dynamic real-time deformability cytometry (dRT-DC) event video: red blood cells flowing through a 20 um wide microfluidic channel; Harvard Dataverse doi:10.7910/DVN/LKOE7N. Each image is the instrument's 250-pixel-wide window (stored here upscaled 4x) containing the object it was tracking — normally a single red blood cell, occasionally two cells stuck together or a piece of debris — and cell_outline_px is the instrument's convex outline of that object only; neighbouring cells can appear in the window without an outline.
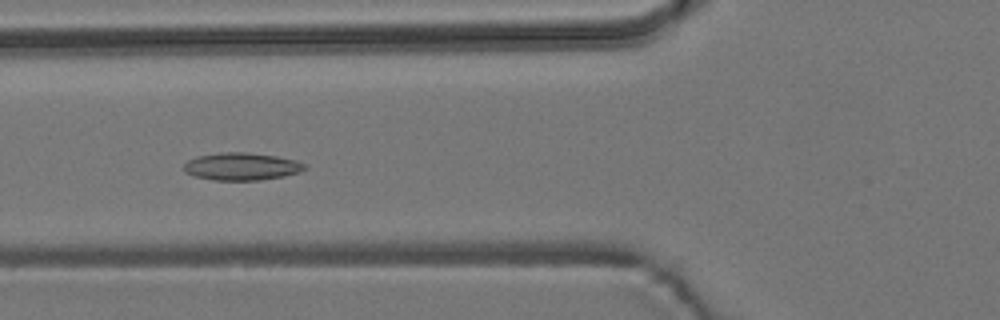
{"species": "common noctule bat (a hibernating species)", "species_latin": "Nyctalus noctula", "temperature_condition": "room temperature", "stored_images_in_passage": 55, "camera_frame_rate_fps": 3000, "um_per_image_px": 0.085, "animal": {"sex": "male", "body_mass_g": 19.2, "forearm_length_mm": 51.8}, "frame": {"image": 1, "passage_image": 20, "time_ms": 6.333, "image_size_px": [1000, 320], "cell_outline_px": [[308, 168], [284, 176], [260, 180], [212, 180], [192, 176], [184, 172], [184, 164], [188, 160], [196, 156], [220, 152], [244, 152], [276, 156], [296, 160], [304, 164]], "centroid_in_image_um": [20.48, 14.15], "position_along_channel_um": 105.3, "area_um2": 19.42}}
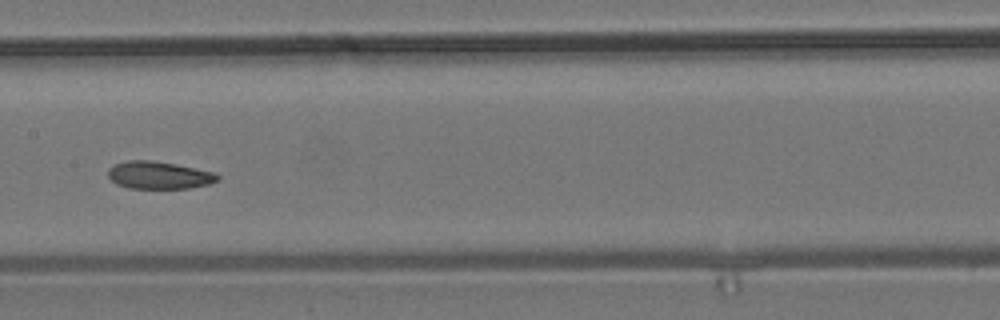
{"frame": {"image": 2, "passage_image": 27, "time_ms": 8.667, "image_size_px": [1000, 320], "cell_outline_px": [[220, 180], [208, 184], [188, 188], [128, 188], [116, 184], [108, 176], [108, 168], [116, 164], [128, 160], [152, 160], [216, 172], [220, 176]], "centroid_in_image_um": [13.52, 14.89], "position_along_channel_um": 193.9, "area_um2": 17.51}}
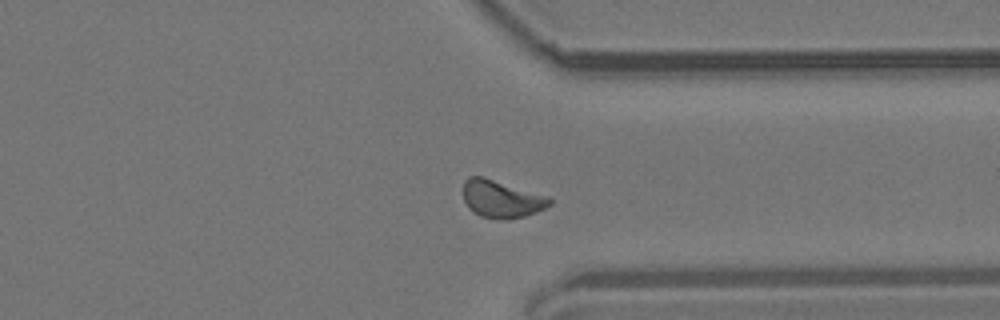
{"frame": {"image": 3, "passage_image": 41, "time_ms": 13.333, "image_size_px": [1000, 320], "cell_outline_px": [[552, 204], [536, 212], [524, 216], [508, 220], [504, 220], [480, 216], [472, 212], [468, 208], [464, 200], [464, 180], [468, 176], [484, 176], [548, 196], [552, 200]], "centroid_in_image_um": [42.61, 16.91], "position_along_channel_um": 368.8, "area_um2": 19.07}, "authors_computed_cell_mechanics": {"area_um2": 18.2648, "velocity_mm_per_s": 3.7727, "shape_relaxation_time_tau1_ms": 5.0326, "shape_relaxation_time_tau2_ms": 4.8195, "deformation_change_tau1": 0.1146, "deformation_change_tau2": 0.1102}}